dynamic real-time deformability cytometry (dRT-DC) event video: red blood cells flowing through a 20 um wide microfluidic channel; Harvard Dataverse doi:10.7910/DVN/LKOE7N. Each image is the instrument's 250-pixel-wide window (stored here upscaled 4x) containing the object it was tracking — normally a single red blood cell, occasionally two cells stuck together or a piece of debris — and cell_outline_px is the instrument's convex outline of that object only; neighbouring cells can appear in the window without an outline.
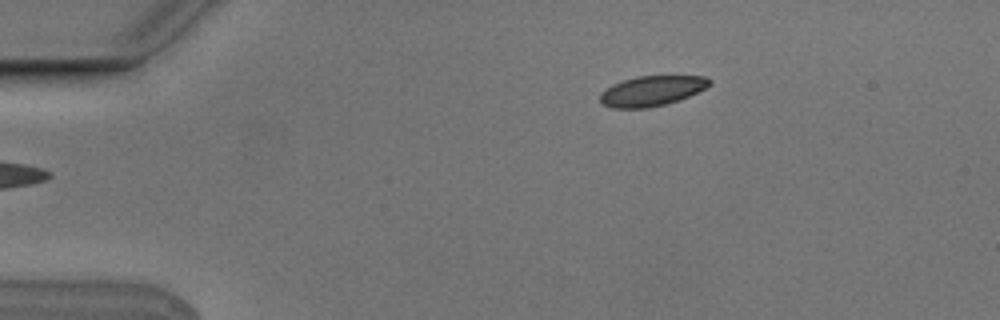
{"species": "Egyptian fruit bat (a non-hibernating species)", "species_latin": "Rousettus aegyptiacus", "temperature_condition": "cold", "stored_images_in_passage": 2, "camera_frame_rate_fps": 3000, "um_per_image_px": 0.085, "animal": {"sex": "male"}, "frame": {"image": 1, "passage_image": 2, "time_ms": 0.333, "image_size_px": [1000, 320], "cell_outline_px": [[712, 80], [704, 88], [680, 100], [648, 108], [612, 108], [600, 104], [600, 92], [612, 84], [636, 76], [704, 76]], "centroid_in_image_um": [55.33, 7.73], "position_along_channel_um": 29.7, "area_um2": 19.13}}